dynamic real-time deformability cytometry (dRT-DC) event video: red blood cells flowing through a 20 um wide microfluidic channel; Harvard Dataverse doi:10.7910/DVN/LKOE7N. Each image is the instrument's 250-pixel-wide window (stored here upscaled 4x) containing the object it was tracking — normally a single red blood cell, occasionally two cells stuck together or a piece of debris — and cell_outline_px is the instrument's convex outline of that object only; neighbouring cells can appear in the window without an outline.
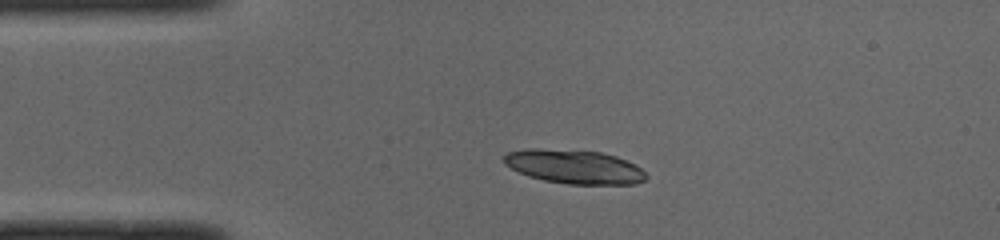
{"species": "common noctule bat (a hibernating species)", "species_latin": "Nyctalus noctula", "temperature_condition": "cold", "stored_images_in_passage": 40, "camera_frame_rate_fps": 3000, "um_per_image_px": 0.085, "animal": {"sex": "male", "body_mass_g": 19.0, "forearm_length_mm": 50.8}, "frame": {"image": 1, "passage_image": 1, "time_ms": 0.0, "image_size_px": [1000, 240], "cell_outline_px": [[648, 176], [644, 180], [636, 184], [568, 184], [544, 180], [528, 176], [504, 164], [504, 156], [508, 152], [528, 148], [532, 148], [600, 152], [616, 156], [636, 164]], "centroid_in_image_um": [48.83, 14.17], "position_along_channel_um": 36.2, "area_um2": 27.92}}